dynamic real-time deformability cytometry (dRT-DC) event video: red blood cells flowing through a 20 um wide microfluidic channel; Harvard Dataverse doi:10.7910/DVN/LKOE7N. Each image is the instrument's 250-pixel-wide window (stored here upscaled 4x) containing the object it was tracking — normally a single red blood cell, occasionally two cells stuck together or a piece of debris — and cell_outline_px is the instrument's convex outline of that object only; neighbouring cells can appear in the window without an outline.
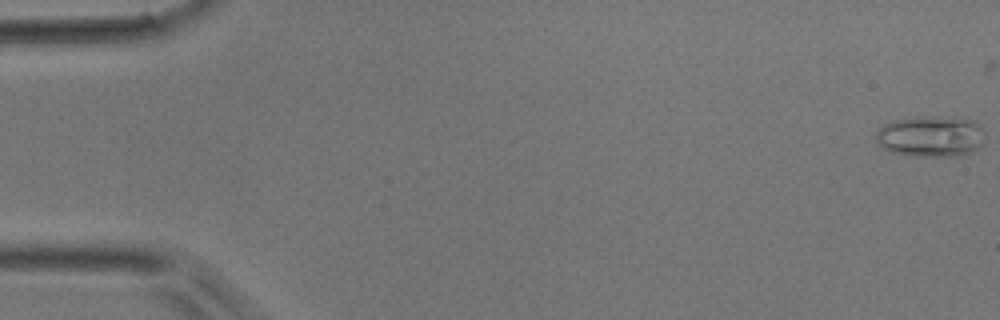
{"species": "common noctule bat (a hibernating species)", "species_latin": "Nyctalus noctula", "temperature_condition": "room temperature", "stored_images_in_passage": 50, "camera_frame_rate_fps": 3000, "um_per_image_px": 0.085, "animal": {"sex": "male", "body_mass_g": 17.9}, "frame": {"image": 1, "passage_image": 1, "time_ms": 0.0, "image_size_px": [1000, 320], "cell_outline_px": [[984, 140], [976, 148], [968, 152], [956, 156], [916, 156], [892, 152], [884, 148], [876, 140], [876, 132], [884, 124], [892, 120], [916, 116], [972, 120], [984, 132]], "centroid_in_image_um": [79.06, 11.59], "position_along_channel_um": 5.9, "area_um2": 25.55}}
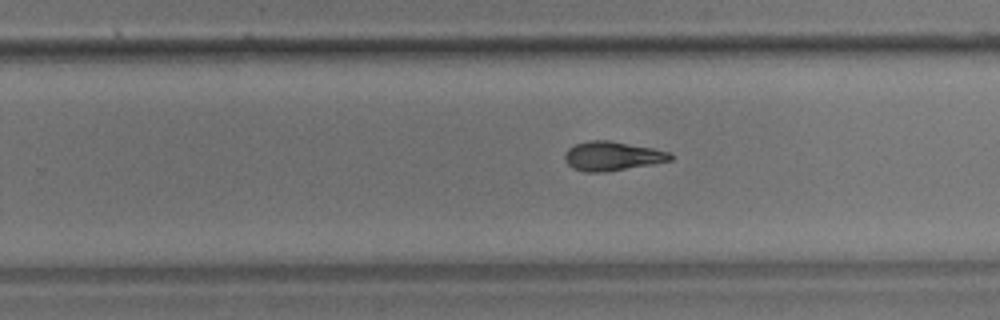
{"frame": {"image": 2, "passage_image": 32, "time_ms": 10.333, "image_size_px": [1000, 320], "cell_outline_px": [[672, 160], [652, 164], [600, 172], [584, 172], [572, 168], [564, 160], [564, 156], [568, 148], [576, 144], [588, 140], [608, 140], [652, 148], [668, 152], [672, 156]], "centroid_in_image_um": [51.99, 13.26], "position_along_channel_um": 277.8, "area_um2": 17.69}}
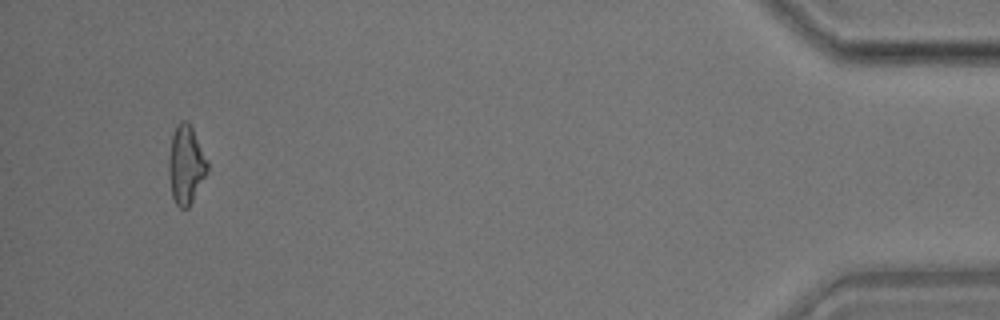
{"frame": {"image": 3, "passage_image": 48, "time_ms": 15.667, "image_size_px": [1000, 320], "cell_outline_px": [[208, 168], [188, 208], [180, 208], [176, 204], [172, 196], [168, 172], [168, 156], [172, 136], [176, 124], [180, 120], [188, 120], [208, 160]], "centroid_in_image_um": [15.78, 13.96], "position_along_channel_um": 419.4, "area_um2": 17.57}}